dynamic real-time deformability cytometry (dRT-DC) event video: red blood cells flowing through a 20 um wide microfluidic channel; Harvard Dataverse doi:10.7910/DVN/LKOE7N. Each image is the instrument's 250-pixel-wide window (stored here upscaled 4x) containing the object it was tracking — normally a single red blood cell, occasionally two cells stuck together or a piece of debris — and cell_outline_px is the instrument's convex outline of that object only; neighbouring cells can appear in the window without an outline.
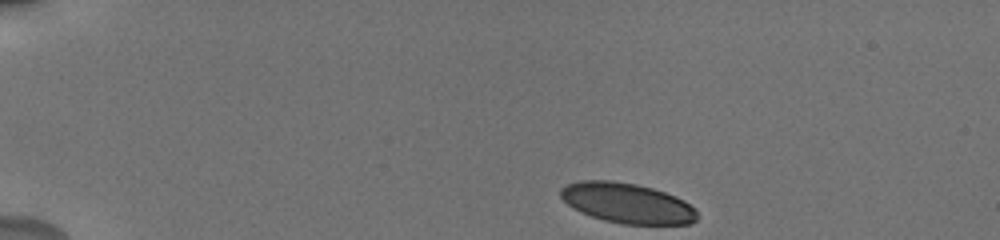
{"species": "human", "species_latin": "Homo sapiens", "temperature_condition": "cold", "stored_images_in_passage": 17, "camera_frame_rate_fps": 3000, "um_per_image_px": 0.085, "donor": {"sex": "male"}, "frame": {"image": 1, "passage_image": 1, "time_ms": 0.0, "image_size_px": [1000, 240], "cell_outline_px": [[700, 216], [696, 220], [688, 224], [620, 224], [604, 220], [580, 212], [572, 208], [560, 196], [560, 188], [568, 184], [580, 180], [612, 180], [636, 184], [652, 188], [676, 196], [684, 200], [696, 208]], "centroid_in_image_um": [53.33, 17.26], "position_along_channel_um": 31.7, "area_um2": 32.19}}
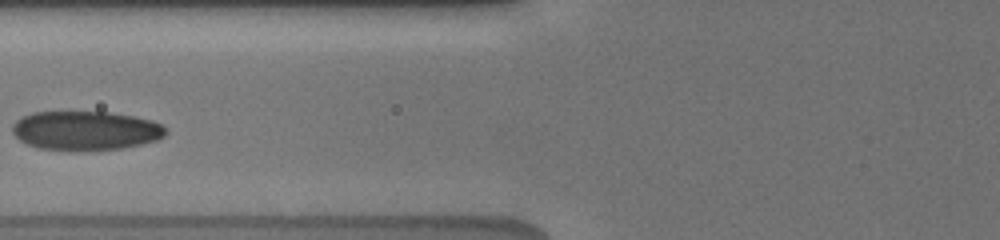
{"frame": {"image": 2, "passage_image": 8, "time_ms": 4.667, "image_size_px": [1000, 240], "cell_outline_px": [[168, 132], [164, 136], [156, 140], [140, 144], [120, 148], [40, 148], [28, 144], [20, 140], [12, 132], [12, 124], [16, 120], [32, 112], [108, 112], [132, 116], [152, 120], [160, 124]], "centroid_in_image_um": [7.27, 11.06], "position_along_channel_um": 118.5, "area_um2": 33.93}}
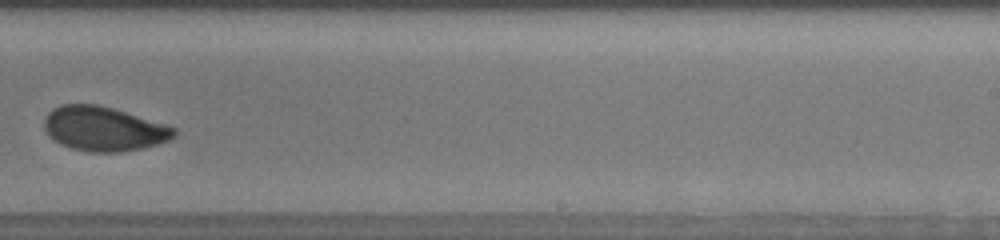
{"frame": {"image": 3, "passage_image": 14, "time_ms": 9.0, "image_size_px": [1000, 240], "cell_outline_px": [[176, 136], [168, 140], [156, 144], [140, 148], [120, 152], [88, 152], [72, 148], [60, 144], [52, 140], [48, 136], [44, 128], [44, 116], [52, 108], [60, 104], [96, 104], [112, 108], [168, 124], [176, 128]], "centroid_in_image_um": [8.79, 10.94], "position_along_channel_um": 280.2, "area_um2": 33.87}}